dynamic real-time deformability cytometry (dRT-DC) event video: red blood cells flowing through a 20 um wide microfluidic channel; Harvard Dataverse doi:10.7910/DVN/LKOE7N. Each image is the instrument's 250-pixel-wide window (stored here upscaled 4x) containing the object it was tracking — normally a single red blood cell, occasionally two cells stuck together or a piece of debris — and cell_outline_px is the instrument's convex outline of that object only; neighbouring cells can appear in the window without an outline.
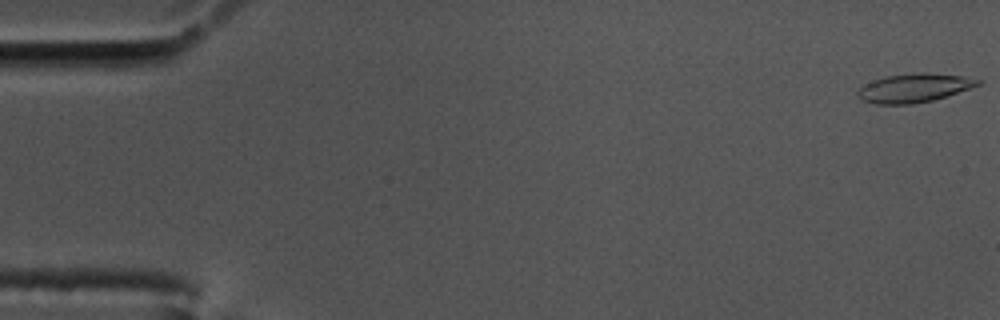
{"species": "common noctule bat (a hibernating species)", "species_latin": "Nyctalus noctula", "temperature_condition": "cold", "stored_images_in_passage": 58, "camera_frame_rate_fps": 3000, "um_per_image_px": 0.085, "animal": {"sex": "male", "body_mass_g": 17.5, "forearm_length_mm": 52.3}, "frame": {"image": 1, "passage_image": 1, "time_ms": 0.0, "image_size_px": [1000, 320], "cell_outline_px": [[984, 80], [980, 84], [932, 100], [912, 104], [876, 104], [860, 100], [856, 92], [864, 84], [872, 80], [888, 76], [916, 72], [924, 72], [964, 76]], "centroid_in_image_um": [77.66, 7.47], "position_along_channel_um": 7.3, "area_um2": 20.0}}
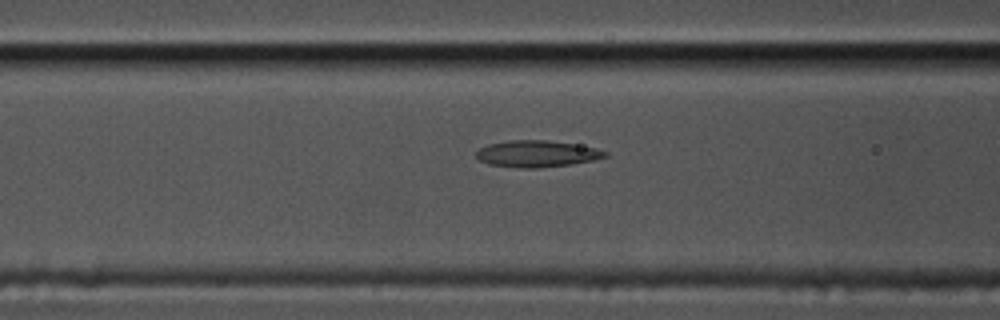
{"frame": {"image": 2, "passage_image": 23, "time_ms": 7.333, "image_size_px": [1000, 320], "cell_outline_px": [[608, 156], [592, 160], [572, 164], [540, 168], [524, 168], [488, 164], [480, 160], [476, 156], [476, 152], [480, 148], [488, 144], [508, 140], [548, 140], [596, 148], [608, 152]], "centroid_in_image_um": [45.62, 13.07], "position_along_channel_um": 121.0, "area_um2": 19.88}}
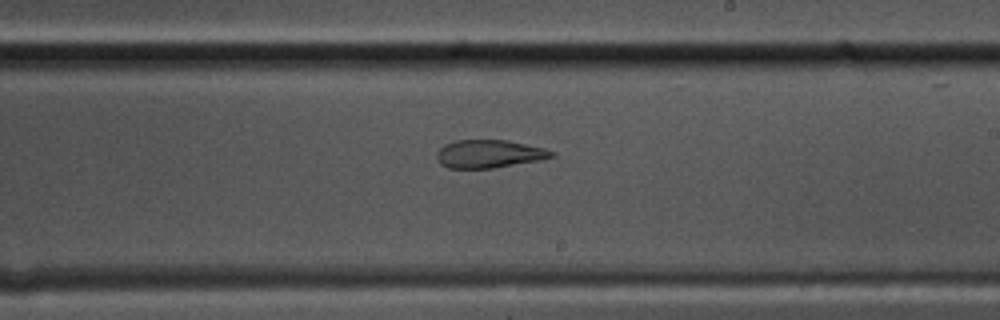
{"frame": {"image": 3, "passage_image": 34, "time_ms": 11.0, "image_size_px": [1000, 320], "cell_outline_px": [[556, 156], [540, 160], [492, 168], [448, 168], [440, 164], [436, 156], [436, 152], [444, 144], [456, 140], [508, 140], [544, 148], [556, 152]], "centroid_in_image_um": [41.57, 13.07], "position_along_channel_um": 247.4, "area_um2": 18.84}, "authors_computed_cell_mechanics": {"area_um2": 20.4612, "velocity_mm_per_s": 3.4632, "shape_relaxation_time_tau1_ms": null, "shape_relaxation_time_tau2_ms": 2.307, "deformation_change_tau1": null, "deformation_change_tau2": 0.1003}}